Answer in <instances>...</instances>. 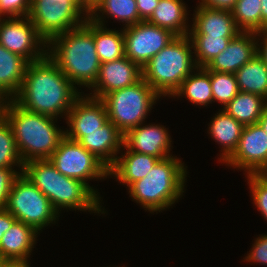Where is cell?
Segmentation results:
<instances>
[{
    "label": "cell",
    "mask_w": 267,
    "mask_h": 267,
    "mask_svg": "<svg viewBox=\"0 0 267 267\" xmlns=\"http://www.w3.org/2000/svg\"><path fill=\"white\" fill-rule=\"evenodd\" d=\"M267 30V0H261V31Z\"/></svg>",
    "instance_id": "cell-42"
},
{
    "label": "cell",
    "mask_w": 267,
    "mask_h": 267,
    "mask_svg": "<svg viewBox=\"0 0 267 267\" xmlns=\"http://www.w3.org/2000/svg\"><path fill=\"white\" fill-rule=\"evenodd\" d=\"M99 11L102 15L99 14ZM104 14L114 17L119 22H125L124 28L142 22L139 18L136 0H97L94 2V8L88 18L104 26Z\"/></svg>",
    "instance_id": "cell-25"
},
{
    "label": "cell",
    "mask_w": 267,
    "mask_h": 267,
    "mask_svg": "<svg viewBox=\"0 0 267 267\" xmlns=\"http://www.w3.org/2000/svg\"><path fill=\"white\" fill-rule=\"evenodd\" d=\"M5 97V98H4ZM8 98V99H7ZM8 100V101H7ZM9 100H11L0 88V115H2L3 110L8 105Z\"/></svg>",
    "instance_id": "cell-45"
},
{
    "label": "cell",
    "mask_w": 267,
    "mask_h": 267,
    "mask_svg": "<svg viewBox=\"0 0 267 267\" xmlns=\"http://www.w3.org/2000/svg\"><path fill=\"white\" fill-rule=\"evenodd\" d=\"M195 71L196 74H195ZM194 74L188 75L181 83L180 87L171 97L185 96L194 105L207 106L214 102L212 87L210 82V71L205 67H197Z\"/></svg>",
    "instance_id": "cell-27"
},
{
    "label": "cell",
    "mask_w": 267,
    "mask_h": 267,
    "mask_svg": "<svg viewBox=\"0 0 267 267\" xmlns=\"http://www.w3.org/2000/svg\"><path fill=\"white\" fill-rule=\"evenodd\" d=\"M161 96L142 79L138 83L106 94L104 102L109 121L124 135L127 131L145 123L152 106Z\"/></svg>",
    "instance_id": "cell-7"
},
{
    "label": "cell",
    "mask_w": 267,
    "mask_h": 267,
    "mask_svg": "<svg viewBox=\"0 0 267 267\" xmlns=\"http://www.w3.org/2000/svg\"><path fill=\"white\" fill-rule=\"evenodd\" d=\"M258 124L267 134V106L264 108L262 116L260 117Z\"/></svg>",
    "instance_id": "cell-46"
},
{
    "label": "cell",
    "mask_w": 267,
    "mask_h": 267,
    "mask_svg": "<svg viewBox=\"0 0 267 267\" xmlns=\"http://www.w3.org/2000/svg\"><path fill=\"white\" fill-rule=\"evenodd\" d=\"M2 16H0V28H1V24H2V22H3V17L1 18ZM2 19V20H1Z\"/></svg>",
    "instance_id": "cell-47"
},
{
    "label": "cell",
    "mask_w": 267,
    "mask_h": 267,
    "mask_svg": "<svg viewBox=\"0 0 267 267\" xmlns=\"http://www.w3.org/2000/svg\"><path fill=\"white\" fill-rule=\"evenodd\" d=\"M74 1L78 6H80L87 15L90 14V12L94 8V2L92 0H72Z\"/></svg>",
    "instance_id": "cell-43"
},
{
    "label": "cell",
    "mask_w": 267,
    "mask_h": 267,
    "mask_svg": "<svg viewBox=\"0 0 267 267\" xmlns=\"http://www.w3.org/2000/svg\"><path fill=\"white\" fill-rule=\"evenodd\" d=\"M244 127L224 109L215 114L208 133L215 142L222 145L221 152L223 153L220 154L219 158L221 163H224L236 150Z\"/></svg>",
    "instance_id": "cell-22"
},
{
    "label": "cell",
    "mask_w": 267,
    "mask_h": 267,
    "mask_svg": "<svg viewBox=\"0 0 267 267\" xmlns=\"http://www.w3.org/2000/svg\"><path fill=\"white\" fill-rule=\"evenodd\" d=\"M50 1H54V3H57V2H61L62 0H50Z\"/></svg>",
    "instance_id": "cell-48"
},
{
    "label": "cell",
    "mask_w": 267,
    "mask_h": 267,
    "mask_svg": "<svg viewBox=\"0 0 267 267\" xmlns=\"http://www.w3.org/2000/svg\"><path fill=\"white\" fill-rule=\"evenodd\" d=\"M224 163L247 174L267 171V134L258 123L244 127L236 150Z\"/></svg>",
    "instance_id": "cell-13"
},
{
    "label": "cell",
    "mask_w": 267,
    "mask_h": 267,
    "mask_svg": "<svg viewBox=\"0 0 267 267\" xmlns=\"http://www.w3.org/2000/svg\"><path fill=\"white\" fill-rule=\"evenodd\" d=\"M31 0H0V16L6 18L26 17L30 13Z\"/></svg>",
    "instance_id": "cell-35"
},
{
    "label": "cell",
    "mask_w": 267,
    "mask_h": 267,
    "mask_svg": "<svg viewBox=\"0 0 267 267\" xmlns=\"http://www.w3.org/2000/svg\"><path fill=\"white\" fill-rule=\"evenodd\" d=\"M0 44L29 63L41 60L47 55V42L40 36L28 16L4 19L0 28Z\"/></svg>",
    "instance_id": "cell-11"
},
{
    "label": "cell",
    "mask_w": 267,
    "mask_h": 267,
    "mask_svg": "<svg viewBox=\"0 0 267 267\" xmlns=\"http://www.w3.org/2000/svg\"><path fill=\"white\" fill-rule=\"evenodd\" d=\"M123 29L125 57L141 67L176 37L170 30L147 21Z\"/></svg>",
    "instance_id": "cell-12"
},
{
    "label": "cell",
    "mask_w": 267,
    "mask_h": 267,
    "mask_svg": "<svg viewBox=\"0 0 267 267\" xmlns=\"http://www.w3.org/2000/svg\"><path fill=\"white\" fill-rule=\"evenodd\" d=\"M55 168L63 175L78 179L88 185L91 179L107 178L109 169L92 153L85 149L79 142L66 136L60 141L57 149L49 158Z\"/></svg>",
    "instance_id": "cell-10"
},
{
    "label": "cell",
    "mask_w": 267,
    "mask_h": 267,
    "mask_svg": "<svg viewBox=\"0 0 267 267\" xmlns=\"http://www.w3.org/2000/svg\"><path fill=\"white\" fill-rule=\"evenodd\" d=\"M193 54H195V64L197 67H206L208 63L220 52L227 48L231 39L235 37L221 36H189Z\"/></svg>",
    "instance_id": "cell-30"
},
{
    "label": "cell",
    "mask_w": 267,
    "mask_h": 267,
    "mask_svg": "<svg viewBox=\"0 0 267 267\" xmlns=\"http://www.w3.org/2000/svg\"><path fill=\"white\" fill-rule=\"evenodd\" d=\"M188 36L236 37L241 31L229 10L197 6Z\"/></svg>",
    "instance_id": "cell-19"
},
{
    "label": "cell",
    "mask_w": 267,
    "mask_h": 267,
    "mask_svg": "<svg viewBox=\"0 0 267 267\" xmlns=\"http://www.w3.org/2000/svg\"><path fill=\"white\" fill-rule=\"evenodd\" d=\"M119 31L109 30L93 21V38L101 63L112 62L125 56L124 33Z\"/></svg>",
    "instance_id": "cell-29"
},
{
    "label": "cell",
    "mask_w": 267,
    "mask_h": 267,
    "mask_svg": "<svg viewBox=\"0 0 267 267\" xmlns=\"http://www.w3.org/2000/svg\"><path fill=\"white\" fill-rule=\"evenodd\" d=\"M237 0H201L199 6L211 9L229 10L231 11Z\"/></svg>",
    "instance_id": "cell-39"
},
{
    "label": "cell",
    "mask_w": 267,
    "mask_h": 267,
    "mask_svg": "<svg viewBox=\"0 0 267 267\" xmlns=\"http://www.w3.org/2000/svg\"><path fill=\"white\" fill-rule=\"evenodd\" d=\"M15 221L16 218L10 212H8L5 208L0 209V240Z\"/></svg>",
    "instance_id": "cell-40"
},
{
    "label": "cell",
    "mask_w": 267,
    "mask_h": 267,
    "mask_svg": "<svg viewBox=\"0 0 267 267\" xmlns=\"http://www.w3.org/2000/svg\"><path fill=\"white\" fill-rule=\"evenodd\" d=\"M84 12L72 0H62L60 3L50 0H31L28 17L40 36L48 43L54 36L84 24L88 18L87 13Z\"/></svg>",
    "instance_id": "cell-9"
},
{
    "label": "cell",
    "mask_w": 267,
    "mask_h": 267,
    "mask_svg": "<svg viewBox=\"0 0 267 267\" xmlns=\"http://www.w3.org/2000/svg\"><path fill=\"white\" fill-rule=\"evenodd\" d=\"M10 124L23 163L49 159L65 137L53 117L35 113L19 106L13 99L2 112Z\"/></svg>",
    "instance_id": "cell-4"
},
{
    "label": "cell",
    "mask_w": 267,
    "mask_h": 267,
    "mask_svg": "<svg viewBox=\"0 0 267 267\" xmlns=\"http://www.w3.org/2000/svg\"><path fill=\"white\" fill-rule=\"evenodd\" d=\"M143 79L142 67L128 57L112 62L101 63L99 74L91 87L94 93L90 97L102 99L106 94L132 86Z\"/></svg>",
    "instance_id": "cell-15"
},
{
    "label": "cell",
    "mask_w": 267,
    "mask_h": 267,
    "mask_svg": "<svg viewBox=\"0 0 267 267\" xmlns=\"http://www.w3.org/2000/svg\"><path fill=\"white\" fill-rule=\"evenodd\" d=\"M28 63L0 44V88L10 99L21 89Z\"/></svg>",
    "instance_id": "cell-24"
},
{
    "label": "cell",
    "mask_w": 267,
    "mask_h": 267,
    "mask_svg": "<svg viewBox=\"0 0 267 267\" xmlns=\"http://www.w3.org/2000/svg\"><path fill=\"white\" fill-rule=\"evenodd\" d=\"M5 209L37 232L59 217L49 199L22 173L10 189Z\"/></svg>",
    "instance_id": "cell-8"
},
{
    "label": "cell",
    "mask_w": 267,
    "mask_h": 267,
    "mask_svg": "<svg viewBox=\"0 0 267 267\" xmlns=\"http://www.w3.org/2000/svg\"><path fill=\"white\" fill-rule=\"evenodd\" d=\"M231 13L241 32L261 31V0H237Z\"/></svg>",
    "instance_id": "cell-31"
},
{
    "label": "cell",
    "mask_w": 267,
    "mask_h": 267,
    "mask_svg": "<svg viewBox=\"0 0 267 267\" xmlns=\"http://www.w3.org/2000/svg\"><path fill=\"white\" fill-rule=\"evenodd\" d=\"M22 174L49 199L58 213L62 208L106 213L101 209L98 193L82 181L61 174L49 159L25 162Z\"/></svg>",
    "instance_id": "cell-3"
},
{
    "label": "cell",
    "mask_w": 267,
    "mask_h": 267,
    "mask_svg": "<svg viewBox=\"0 0 267 267\" xmlns=\"http://www.w3.org/2000/svg\"><path fill=\"white\" fill-rule=\"evenodd\" d=\"M85 96L80 95L74 101L66 117L69 130L65 131V136L77 142L84 136V132L96 131L109 121L104 102Z\"/></svg>",
    "instance_id": "cell-14"
},
{
    "label": "cell",
    "mask_w": 267,
    "mask_h": 267,
    "mask_svg": "<svg viewBox=\"0 0 267 267\" xmlns=\"http://www.w3.org/2000/svg\"><path fill=\"white\" fill-rule=\"evenodd\" d=\"M123 155V156H122ZM117 157L116 162L109 169V175L115 176L120 183L129 187L137 180L143 179L159 158L127 150Z\"/></svg>",
    "instance_id": "cell-21"
},
{
    "label": "cell",
    "mask_w": 267,
    "mask_h": 267,
    "mask_svg": "<svg viewBox=\"0 0 267 267\" xmlns=\"http://www.w3.org/2000/svg\"><path fill=\"white\" fill-rule=\"evenodd\" d=\"M186 8L182 0H160L147 22L166 28L176 36L188 35L190 28Z\"/></svg>",
    "instance_id": "cell-23"
},
{
    "label": "cell",
    "mask_w": 267,
    "mask_h": 267,
    "mask_svg": "<svg viewBox=\"0 0 267 267\" xmlns=\"http://www.w3.org/2000/svg\"><path fill=\"white\" fill-rule=\"evenodd\" d=\"M78 142L110 169L116 162L117 153L123 147V134L108 121L96 131L84 132Z\"/></svg>",
    "instance_id": "cell-18"
},
{
    "label": "cell",
    "mask_w": 267,
    "mask_h": 267,
    "mask_svg": "<svg viewBox=\"0 0 267 267\" xmlns=\"http://www.w3.org/2000/svg\"><path fill=\"white\" fill-rule=\"evenodd\" d=\"M255 36H260V39L257 38V55L262 59V61L266 64L267 66V30L260 31L255 33ZM262 37V39H261ZM258 39L262 42L258 44Z\"/></svg>",
    "instance_id": "cell-41"
},
{
    "label": "cell",
    "mask_w": 267,
    "mask_h": 267,
    "mask_svg": "<svg viewBox=\"0 0 267 267\" xmlns=\"http://www.w3.org/2000/svg\"><path fill=\"white\" fill-rule=\"evenodd\" d=\"M160 0H136L139 18L147 21L154 12Z\"/></svg>",
    "instance_id": "cell-38"
},
{
    "label": "cell",
    "mask_w": 267,
    "mask_h": 267,
    "mask_svg": "<svg viewBox=\"0 0 267 267\" xmlns=\"http://www.w3.org/2000/svg\"><path fill=\"white\" fill-rule=\"evenodd\" d=\"M250 249V253L244 258L248 262L260 263L262 265H267V235H262L256 238L255 243Z\"/></svg>",
    "instance_id": "cell-37"
},
{
    "label": "cell",
    "mask_w": 267,
    "mask_h": 267,
    "mask_svg": "<svg viewBox=\"0 0 267 267\" xmlns=\"http://www.w3.org/2000/svg\"><path fill=\"white\" fill-rule=\"evenodd\" d=\"M22 172H17L13 168H1L0 167V209H4L10 193V189L15 179Z\"/></svg>",
    "instance_id": "cell-36"
},
{
    "label": "cell",
    "mask_w": 267,
    "mask_h": 267,
    "mask_svg": "<svg viewBox=\"0 0 267 267\" xmlns=\"http://www.w3.org/2000/svg\"><path fill=\"white\" fill-rule=\"evenodd\" d=\"M47 48L48 57L75 87L77 84L80 88L84 85L91 89L101 65L95 48L92 20L87 18L81 26L54 36Z\"/></svg>",
    "instance_id": "cell-2"
},
{
    "label": "cell",
    "mask_w": 267,
    "mask_h": 267,
    "mask_svg": "<svg viewBox=\"0 0 267 267\" xmlns=\"http://www.w3.org/2000/svg\"><path fill=\"white\" fill-rule=\"evenodd\" d=\"M254 32H240L231 39L227 48L213 58L205 67L209 71L235 73L250 61L257 52Z\"/></svg>",
    "instance_id": "cell-17"
},
{
    "label": "cell",
    "mask_w": 267,
    "mask_h": 267,
    "mask_svg": "<svg viewBox=\"0 0 267 267\" xmlns=\"http://www.w3.org/2000/svg\"><path fill=\"white\" fill-rule=\"evenodd\" d=\"M171 136L165 127L158 125H138L123 135L122 148L133 152L148 154L160 160L172 156Z\"/></svg>",
    "instance_id": "cell-16"
},
{
    "label": "cell",
    "mask_w": 267,
    "mask_h": 267,
    "mask_svg": "<svg viewBox=\"0 0 267 267\" xmlns=\"http://www.w3.org/2000/svg\"><path fill=\"white\" fill-rule=\"evenodd\" d=\"M23 165L12 128L7 120L0 115V167L14 168V166H19L18 168L22 172Z\"/></svg>",
    "instance_id": "cell-32"
},
{
    "label": "cell",
    "mask_w": 267,
    "mask_h": 267,
    "mask_svg": "<svg viewBox=\"0 0 267 267\" xmlns=\"http://www.w3.org/2000/svg\"><path fill=\"white\" fill-rule=\"evenodd\" d=\"M37 234L32 226L16 220L0 240V260L27 262Z\"/></svg>",
    "instance_id": "cell-20"
},
{
    "label": "cell",
    "mask_w": 267,
    "mask_h": 267,
    "mask_svg": "<svg viewBox=\"0 0 267 267\" xmlns=\"http://www.w3.org/2000/svg\"><path fill=\"white\" fill-rule=\"evenodd\" d=\"M214 102L226 106L239 92L235 73L210 71Z\"/></svg>",
    "instance_id": "cell-33"
},
{
    "label": "cell",
    "mask_w": 267,
    "mask_h": 267,
    "mask_svg": "<svg viewBox=\"0 0 267 267\" xmlns=\"http://www.w3.org/2000/svg\"><path fill=\"white\" fill-rule=\"evenodd\" d=\"M28 262L0 260V267H30Z\"/></svg>",
    "instance_id": "cell-44"
},
{
    "label": "cell",
    "mask_w": 267,
    "mask_h": 267,
    "mask_svg": "<svg viewBox=\"0 0 267 267\" xmlns=\"http://www.w3.org/2000/svg\"><path fill=\"white\" fill-rule=\"evenodd\" d=\"M76 89L46 55L28 63L21 89L12 99L24 109L56 118L57 122L59 115L67 117L74 101L82 95Z\"/></svg>",
    "instance_id": "cell-1"
},
{
    "label": "cell",
    "mask_w": 267,
    "mask_h": 267,
    "mask_svg": "<svg viewBox=\"0 0 267 267\" xmlns=\"http://www.w3.org/2000/svg\"><path fill=\"white\" fill-rule=\"evenodd\" d=\"M183 164L174 156L159 160L143 179L128 187L130 196L150 213L172 206L184 192L187 170Z\"/></svg>",
    "instance_id": "cell-5"
},
{
    "label": "cell",
    "mask_w": 267,
    "mask_h": 267,
    "mask_svg": "<svg viewBox=\"0 0 267 267\" xmlns=\"http://www.w3.org/2000/svg\"><path fill=\"white\" fill-rule=\"evenodd\" d=\"M267 100L260 95L239 91L223 109L244 126L258 123Z\"/></svg>",
    "instance_id": "cell-26"
},
{
    "label": "cell",
    "mask_w": 267,
    "mask_h": 267,
    "mask_svg": "<svg viewBox=\"0 0 267 267\" xmlns=\"http://www.w3.org/2000/svg\"><path fill=\"white\" fill-rule=\"evenodd\" d=\"M239 91L262 96L267 100V66L255 56L235 72Z\"/></svg>",
    "instance_id": "cell-28"
},
{
    "label": "cell",
    "mask_w": 267,
    "mask_h": 267,
    "mask_svg": "<svg viewBox=\"0 0 267 267\" xmlns=\"http://www.w3.org/2000/svg\"><path fill=\"white\" fill-rule=\"evenodd\" d=\"M190 42L188 35L176 36L142 67L143 79L160 96L171 97L197 68Z\"/></svg>",
    "instance_id": "cell-6"
},
{
    "label": "cell",
    "mask_w": 267,
    "mask_h": 267,
    "mask_svg": "<svg viewBox=\"0 0 267 267\" xmlns=\"http://www.w3.org/2000/svg\"><path fill=\"white\" fill-rule=\"evenodd\" d=\"M254 204L267 220V177L264 174H247Z\"/></svg>",
    "instance_id": "cell-34"
}]
</instances>
